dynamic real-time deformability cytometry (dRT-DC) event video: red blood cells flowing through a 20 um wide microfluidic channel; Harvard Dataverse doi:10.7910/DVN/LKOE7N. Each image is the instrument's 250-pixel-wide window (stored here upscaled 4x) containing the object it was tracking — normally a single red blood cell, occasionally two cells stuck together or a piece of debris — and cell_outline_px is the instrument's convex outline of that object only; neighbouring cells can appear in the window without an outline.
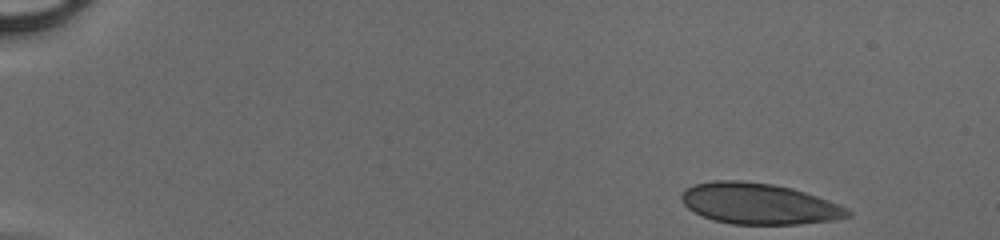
{"species": "human", "species_latin": "Homo sapiens", "temperature_condition": "cold", "stored_images_in_passage": 44, "camera_frame_rate_fps": 3000, "um_per_image_px": 0.085, "donor": {"sex": "male"}, "frame": {"image": 1, "passage_image": 1, "time_ms": 0.0, "image_size_px": [1000, 240], "cell_outline_px": [[852, 216], [828, 220], [796, 224], [732, 224], [716, 220], [704, 216], [688, 208], [684, 204], [680, 196], [688, 188], [696, 184], [716, 180], [736, 180], [772, 184], [792, 188], [828, 200], [848, 208], [852, 212]], "centroid_in_image_um": [64.53, 17.31], "position_along_channel_um": 20.5, "area_um2": 39.13}}
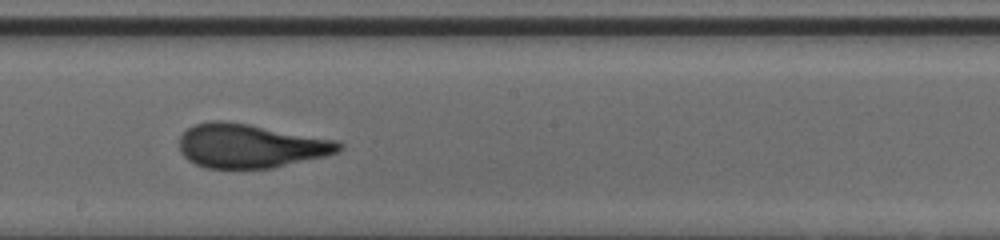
{"frame": {"image": 2, "passage_image": 25, "time_ms": 8.0, "image_size_px": [1000, 240], "cell_outline_px": [[344, 148], [340, 152], [324, 156], [272, 168], [208, 168], [196, 164], [188, 160], [180, 152], [180, 136], [192, 124], [208, 120], [220, 120], [248, 124], [340, 140], [344, 144]], "centroid_in_image_um": [21.31, 12.39], "position_along_channel_um": 226.9, "area_um2": 41.15}}
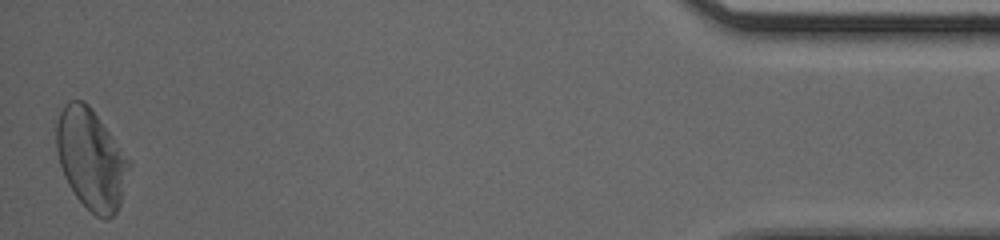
{"frame": {"image": 3, "passage_image": 44, "time_ms": 14.333, "image_size_px": [1000, 240], "cell_outline_px": [[132, 164], [120, 204], [116, 212], [108, 220], [104, 220], [96, 216], [76, 196], [68, 184], [64, 176], [60, 164], [56, 148], [56, 124], [60, 112], [64, 104], [68, 100], [84, 100], [92, 108]], "centroid_in_image_um": [7.74, 13.52], "position_along_channel_um": 427.5, "area_um2": 42.43}}